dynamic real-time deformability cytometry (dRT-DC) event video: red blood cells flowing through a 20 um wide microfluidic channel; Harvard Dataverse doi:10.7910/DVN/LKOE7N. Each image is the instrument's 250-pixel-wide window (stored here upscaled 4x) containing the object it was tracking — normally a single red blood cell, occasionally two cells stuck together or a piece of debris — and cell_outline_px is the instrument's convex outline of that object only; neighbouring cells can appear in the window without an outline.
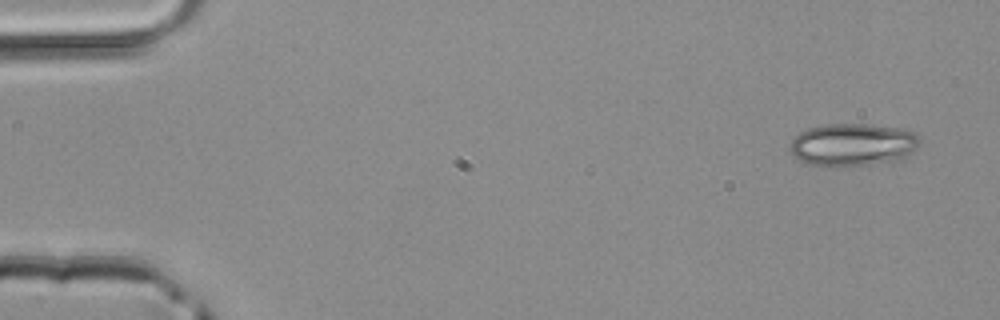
{"species": "common noctule bat (a hibernating species)", "species_latin": "Nyctalus noctula", "temperature_condition": "room temperature", "stored_images_in_passage": 4, "segment_of_instrument_passage": [2, 2], "camera_frame_rate_fps": 3000, "um_per_image_px": 0.085, "animal": {"sex": "male", "body_mass_g": 20.4}, "frame": {"image": 1, "passage_image": 4, "time_ms": 1.0, "image_size_px": [1000, 320], "cell_outline_px": [[920, 144], [912, 152], [900, 160], [864, 164], [808, 164], [792, 156], [788, 148], [792, 136], [808, 128], [824, 124], [868, 124], [904, 128], [920, 136]], "centroid_in_image_um": [72.47, 12.25], "position_along_channel_um": 12.5, "area_um2": 32.08}}